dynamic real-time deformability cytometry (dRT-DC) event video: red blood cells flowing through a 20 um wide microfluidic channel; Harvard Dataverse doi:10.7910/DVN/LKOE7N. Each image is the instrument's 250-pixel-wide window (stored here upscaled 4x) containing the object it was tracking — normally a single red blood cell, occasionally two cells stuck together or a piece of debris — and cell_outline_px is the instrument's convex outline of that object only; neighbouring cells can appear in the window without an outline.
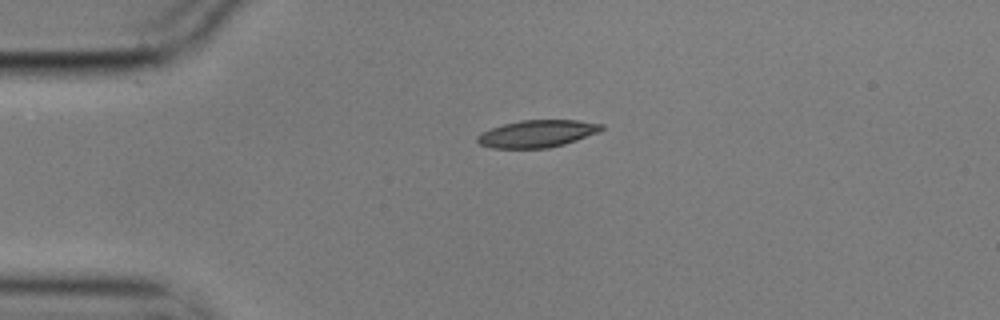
{"species": "common noctule bat (a hibernating species)", "species_latin": "Nyctalus noctula", "temperature_condition": "cold", "stored_images_in_passage": 2, "camera_frame_rate_fps": 3000, "um_per_image_px": 0.085, "animal": {"sex": "male", "body_mass_g": 17.9}, "frame": {"image": 1, "passage_image": 1, "time_ms": 0.0, "image_size_px": [1000, 320], "cell_outline_px": [[604, 128], [596, 132], [576, 140], [564, 144], [548, 148], [492, 148], [480, 144], [476, 140], [476, 136], [480, 132], [504, 124], [520, 120], [576, 120], [604, 124]], "centroid_in_image_um": [45.62, 11.36], "position_along_channel_um": 39.4, "area_um2": 19.59}}